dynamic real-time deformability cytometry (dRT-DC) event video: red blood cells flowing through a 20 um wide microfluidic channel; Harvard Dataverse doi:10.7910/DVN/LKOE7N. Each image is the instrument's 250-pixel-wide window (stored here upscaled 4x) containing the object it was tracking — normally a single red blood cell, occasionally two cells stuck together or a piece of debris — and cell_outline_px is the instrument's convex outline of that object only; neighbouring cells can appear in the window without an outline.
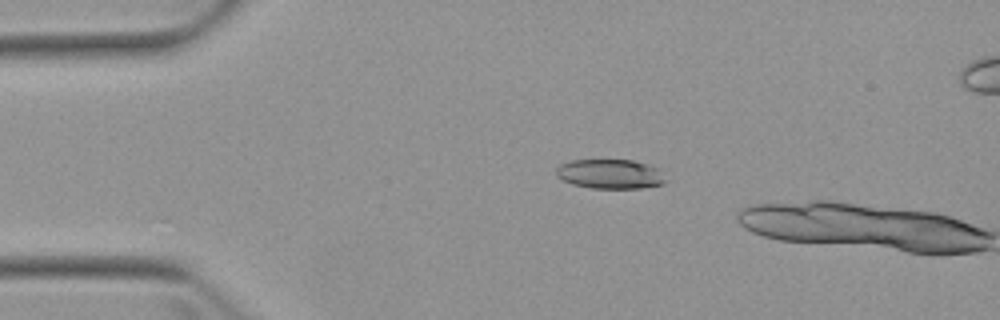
{"species": "Egyptian fruit bat (a non-hibernating species)", "species_latin": "Rousettus aegyptiacus", "temperature_condition": "warm", "stored_images_in_passage": 3, "camera_frame_rate_fps": 3000, "um_per_image_px": 0.085, "animal": {"sex": "female"}, "frame": {"image": 1, "passage_image": 2, "time_ms": 1.333, "image_size_px": [1000, 320], "cell_outline_px": [[668, 180], [664, 184], [640, 188], [592, 188], [572, 184], [556, 176], [556, 168], [560, 164], [572, 160], [632, 160], [648, 164], [660, 168]], "centroid_in_image_um": [51.91, 14.79], "position_along_channel_um": 33.1, "area_um2": 19.02}}